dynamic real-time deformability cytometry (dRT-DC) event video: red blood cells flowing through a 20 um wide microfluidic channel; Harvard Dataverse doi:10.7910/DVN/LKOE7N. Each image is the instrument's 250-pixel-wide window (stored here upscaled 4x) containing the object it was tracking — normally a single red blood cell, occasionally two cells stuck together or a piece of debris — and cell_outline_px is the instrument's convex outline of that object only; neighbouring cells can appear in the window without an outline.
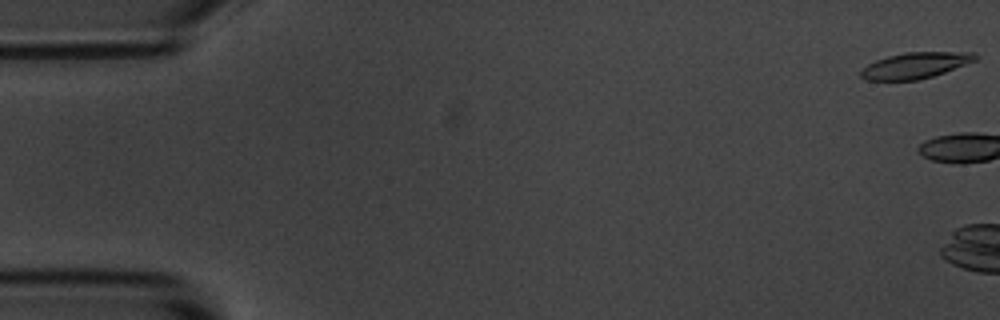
{"species": "common noctule bat (a hibernating species)", "species_latin": "Nyctalus noctula", "temperature_condition": "room temperature", "stored_images_in_passage": 4, "camera_frame_rate_fps": 3000, "um_per_image_px": 0.085, "animal": {"sex": "male", "body_mass_g": 20.1, "forearm_length_mm": 53.5}, "frame": {"image": 1, "passage_image": 1, "time_ms": 0.0, "image_size_px": [1000, 320], "cell_outline_px": [[980, 56], [976, 60], [944, 72], [932, 76], [916, 80], [864, 80], [860, 76], [860, 68], [876, 60], [888, 56], [904, 52], [976, 52]], "centroid_in_image_um": [77.78, 5.55], "position_along_channel_um": 7.2, "area_um2": 17.4}}